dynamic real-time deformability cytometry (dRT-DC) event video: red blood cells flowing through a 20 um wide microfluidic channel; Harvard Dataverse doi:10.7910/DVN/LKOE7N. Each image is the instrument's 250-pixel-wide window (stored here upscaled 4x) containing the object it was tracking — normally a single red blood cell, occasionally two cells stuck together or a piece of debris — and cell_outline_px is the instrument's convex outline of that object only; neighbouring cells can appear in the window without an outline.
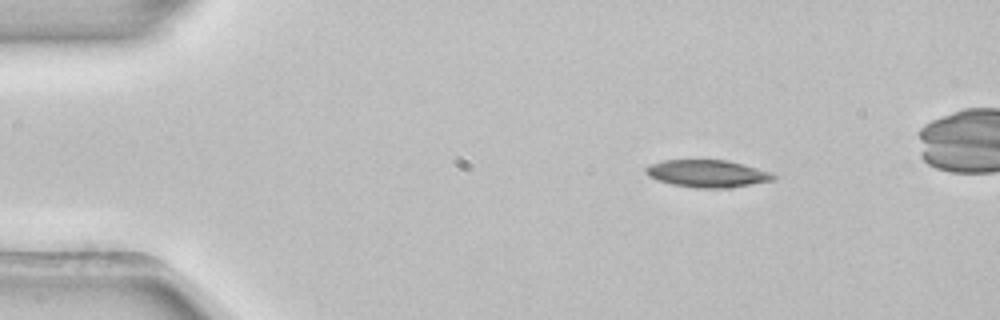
{"species": "common noctule bat (a hibernating species)", "species_latin": "Nyctalus noctula", "temperature_condition": "room temperature", "stored_images_in_passage": 3, "camera_frame_rate_fps": 3000, "um_per_image_px": 0.085, "animal": {"sex": "female", "body_mass_g": 22.7, "forearm_length_mm": 54.2}, "frame": {"image": 1, "passage_image": 1, "time_ms": 0.0, "image_size_px": [1000, 320], "cell_outline_px": [[776, 180], [724, 188], [696, 188], [672, 184], [656, 180], [648, 176], [644, 172], [644, 168], [648, 164], [664, 160], [728, 160], [768, 172], [776, 176]], "centroid_in_image_um": [60.04, 14.75], "position_along_channel_um": 25.0, "area_um2": 20.23}}